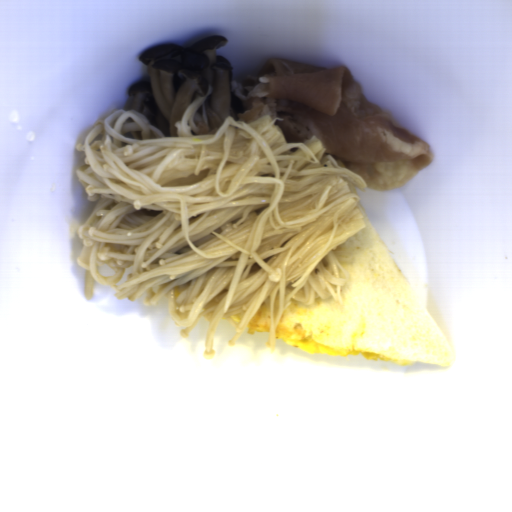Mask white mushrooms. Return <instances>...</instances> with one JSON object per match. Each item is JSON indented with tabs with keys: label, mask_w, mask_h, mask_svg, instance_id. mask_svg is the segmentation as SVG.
I'll return each instance as SVG.
<instances>
[{
	"label": "white mushrooms",
	"mask_w": 512,
	"mask_h": 512,
	"mask_svg": "<svg viewBox=\"0 0 512 512\" xmlns=\"http://www.w3.org/2000/svg\"><path fill=\"white\" fill-rule=\"evenodd\" d=\"M228 43L221 34L188 46L162 43L141 51L138 60L146 65V75L128 87L127 110L146 115L164 137H177L175 125L183 112L211 87L205 102L208 131L220 128L228 116L240 121L243 101L232 87L234 67L216 53Z\"/></svg>",
	"instance_id": "obj_1"
}]
</instances>
